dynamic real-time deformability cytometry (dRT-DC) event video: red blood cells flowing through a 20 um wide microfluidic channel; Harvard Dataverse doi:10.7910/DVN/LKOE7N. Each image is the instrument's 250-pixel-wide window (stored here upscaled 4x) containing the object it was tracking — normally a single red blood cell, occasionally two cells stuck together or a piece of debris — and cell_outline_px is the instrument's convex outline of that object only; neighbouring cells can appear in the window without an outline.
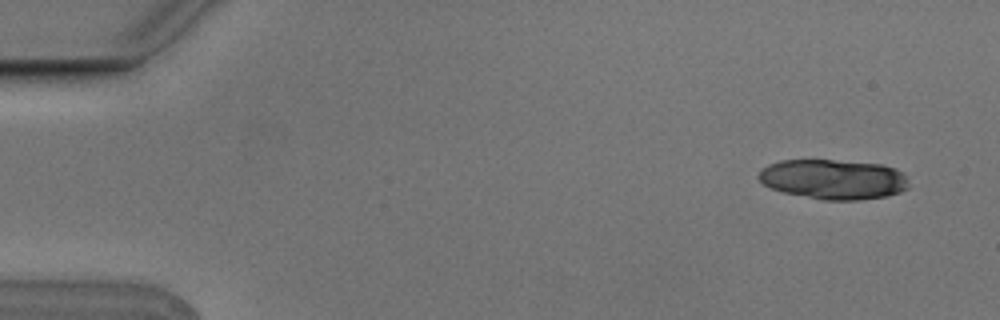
{"species": "Egyptian fruit bat (a non-hibernating species)", "species_latin": "Rousettus aegyptiacus", "temperature_condition": "cold", "stored_images_in_passage": 4, "camera_frame_rate_fps": 3000, "um_per_image_px": 0.085, "animal": {"sex": "male"}, "frame": {"image": 1, "passage_image": 1, "time_ms": 0.0, "image_size_px": [1000, 320], "cell_outline_px": [[908, 188], [900, 192], [888, 196], [860, 200], [824, 200], [784, 192], [772, 188], [764, 184], [756, 176], [760, 168], [768, 164], [780, 160], [832, 160], [880, 164], [896, 168], [904, 172], [908, 180]], "centroid_in_image_um": [70.85, 15.23], "position_along_channel_um": 14.1, "area_um2": 35.14}}